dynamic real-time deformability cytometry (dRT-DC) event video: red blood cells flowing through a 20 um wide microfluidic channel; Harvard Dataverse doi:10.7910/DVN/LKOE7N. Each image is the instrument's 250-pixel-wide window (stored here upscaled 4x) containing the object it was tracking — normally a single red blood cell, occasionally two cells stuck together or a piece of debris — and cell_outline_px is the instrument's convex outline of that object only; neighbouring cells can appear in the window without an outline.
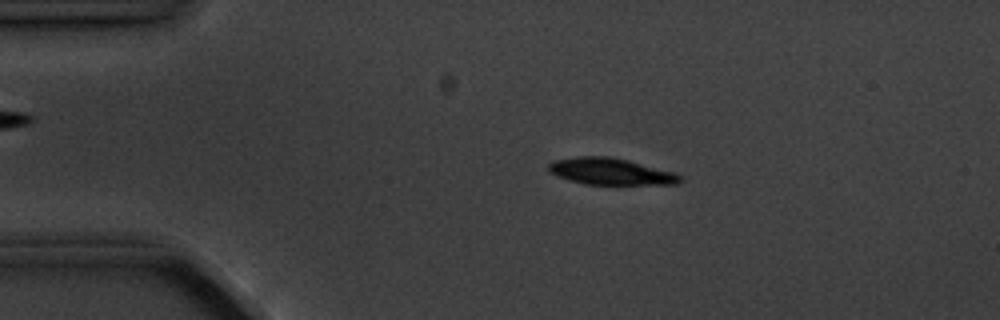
{"species": "common noctule bat (a hibernating species)", "species_latin": "Nyctalus noctula", "temperature_condition": "cold", "stored_images_in_passage": 6, "camera_frame_rate_fps": 3000, "um_per_image_px": 0.085, "animal": {"sex": "male", "body_mass_g": 20.1, "forearm_length_mm": 53.5}, "frame": {"image": 1, "passage_image": 4, "time_ms": 3.333, "image_size_px": [1000, 320], "cell_outline_px": [[684, 180], [676, 184], [584, 184], [556, 176], [548, 168], [548, 164], [556, 160], [576, 156], [608, 156], [628, 160], [676, 172], [684, 176]], "centroid_in_image_um": [51.97, 14.57], "position_along_channel_um": 33.0, "area_um2": 20.46}}
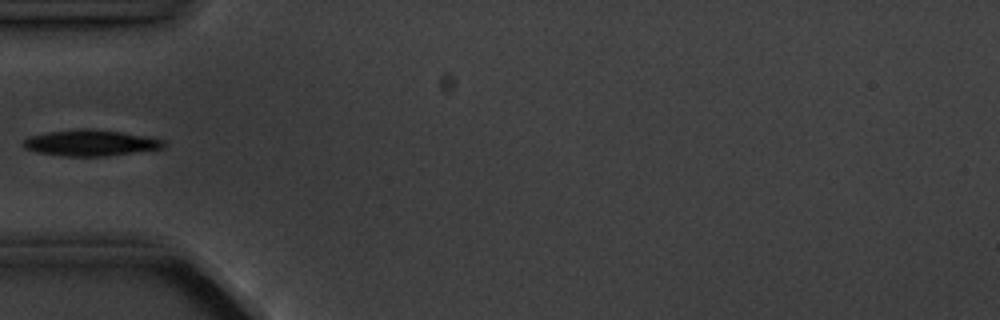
{"frame": {"image": 2, "passage_image": 6, "time_ms": 5.667, "image_size_px": [1000, 320], "cell_outline_px": [[164, 148], [108, 156], [64, 156], [36, 152], [24, 148], [20, 144], [28, 136], [48, 132], [76, 128], [92, 128], [148, 136], [164, 140]], "centroid_in_image_um": [7.66, 12.14], "position_along_channel_um": 77.3, "area_um2": 21.56}}